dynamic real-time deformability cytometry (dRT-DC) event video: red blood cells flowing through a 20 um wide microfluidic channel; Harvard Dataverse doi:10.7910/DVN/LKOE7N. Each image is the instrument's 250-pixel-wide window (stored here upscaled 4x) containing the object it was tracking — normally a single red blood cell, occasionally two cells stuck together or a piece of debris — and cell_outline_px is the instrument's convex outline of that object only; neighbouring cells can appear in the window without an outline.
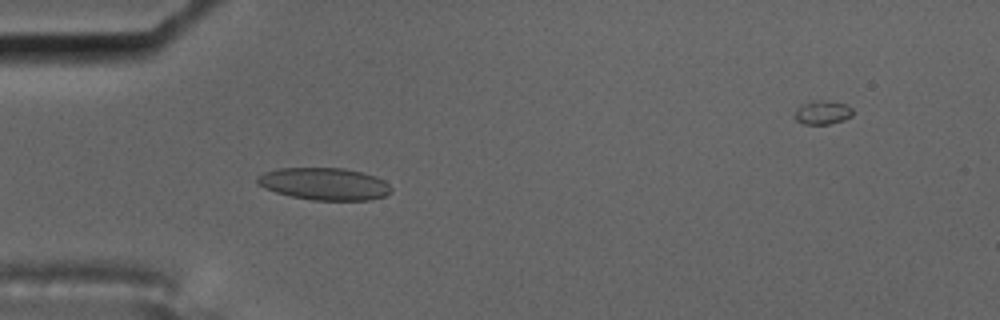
{"species": "common noctule bat (a hibernating species)", "species_latin": "Nyctalus noctula", "temperature_condition": "cold", "stored_images_in_passage": 42, "camera_frame_rate_fps": 3000, "um_per_image_px": 0.085, "animal": {"sex": "male", "body_mass_g": 17.5, "forearm_length_mm": 52.3}, "frame": {"image": 1, "passage_image": 7, "time_ms": 2.0, "image_size_px": [1000, 320], "cell_outline_px": [[392, 192], [384, 196], [368, 200], [312, 200], [292, 196], [276, 192], [264, 188], [256, 184], [256, 176], [264, 172], [276, 168], [344, 168], [376, 176], [384, 180], [392, 188]], "centroid_in_image_um": [27.55, 15.62], "position_along_channel_um": 57.5, "area_um2": 25.26}, "authors_computed_cell_mechanics": {"area_um2": 24.854, "velocity_mm_per_s": 3.5043, "shape_relaxation_time_tau1_ms": null, "shape_relaxation_time_tau2_ms": 2.1247, "deformation_change_tau1": null, "deformation_change_tau2": 0.0684}}